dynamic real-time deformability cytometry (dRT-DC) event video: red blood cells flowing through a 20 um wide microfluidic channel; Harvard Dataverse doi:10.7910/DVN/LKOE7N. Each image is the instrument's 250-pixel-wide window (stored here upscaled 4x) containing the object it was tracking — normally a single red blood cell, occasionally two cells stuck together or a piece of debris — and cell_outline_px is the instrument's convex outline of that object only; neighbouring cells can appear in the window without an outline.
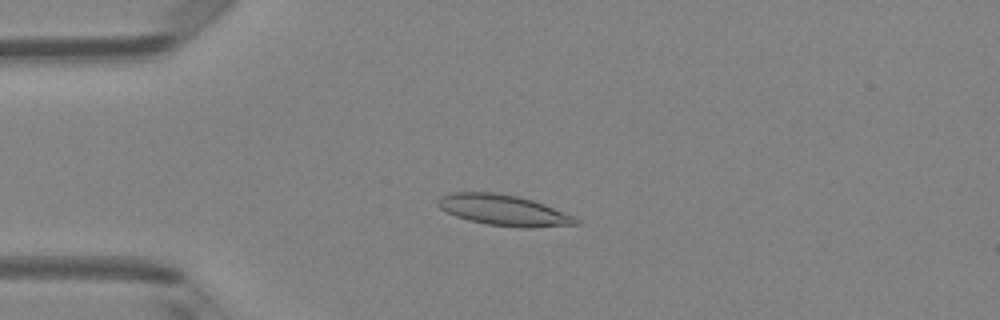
{"species": "Egyptian fruit bat (a non-hibernating species)", "species_latin": "Rousettus aegyptiacus", "temperature_condition": "room temperature", "stored_images_in_passage": 47, "camera_frame_rate_fps": 3000, "um_per_image_px": 0.085, "animal": {"sex": "female"}, "frame": {"image": 1, "passage_image": 10, "time_ms": 3.0, "image_size_px": [1000, 320], "cell_outline_px": [[580, 224], [532, 228], [524, 228], [488, 224], [468, 220], [456, 216], [440, 208], [436, 204], [436, 200], [440, 196], [448, 192], [496, 192], [516, 196], [532, 200], [544, 204], [576, 216], [580, 220]], "centroid_in_image_um": [42.82, 17.86], "position_along_channel_um": 42.2, "area_um2": 24.97}}
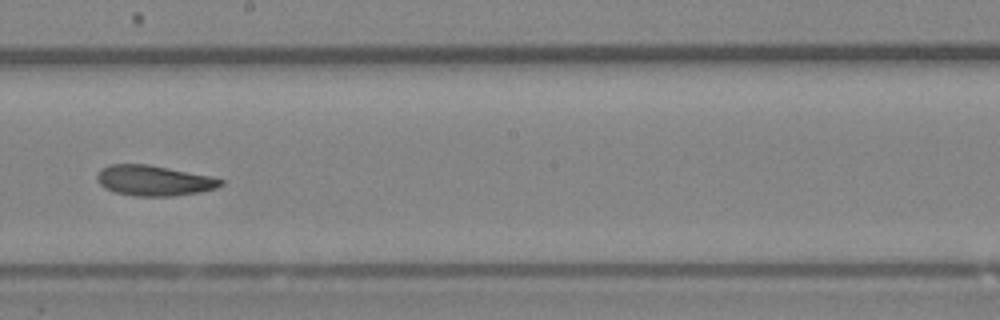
{"frame": {"image": 2, "passage_image": 26, "time_ms": 8.333, "image_size_px": [1000, 320], "cell_outline_px": [[224, 184], [216, 188], [200, 192], [172, 196], [132, 196], [112, 192], [104, 188], [96, 180], [96, 176], [100, 168], [108, 164], [148, 164], [208, 176], [224, 180]], "centroid_in_image_um": [13.01, 15.35], "position_along_channel_um": 235.2, "area_um2": 22.02}}
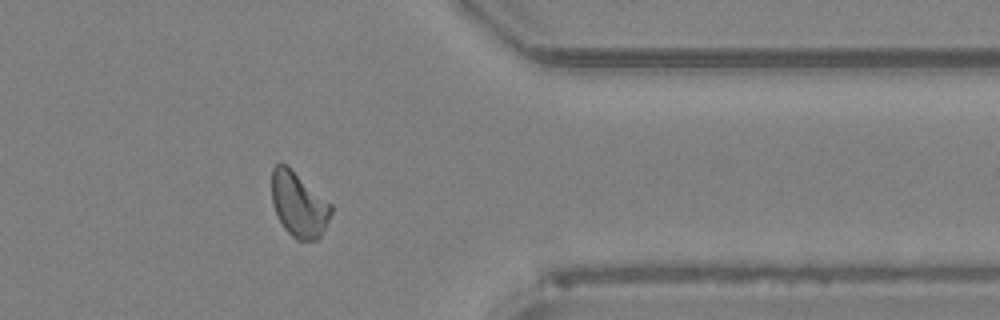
{"frame": {"image": 3, "passage_image": 38, "time_ms": 12.333, "image_size_px": [1000, 320], "cell_outline_px": [[332, 212], [320, 236], [316, 240], [296, 240], [284, 228], [272, 204], [272, 168], [280, 160], [288, 164], [332, 204]], "centroid_in_image_um": [25.38, 17.32], "position_along_channel_um": 386.0, "area_um2": 22.66}, "authors_computed_cell_mechanics": {"area_um2": 22.4264, "velocity_mm_per_s": 4.0979, "shape_relaxation_time_tau1_ms": null, "shape_relaxation_time_tau2_ms": 3.5093, "deformation_change_tau1": null, "deformation_change_tau2": 0.1083}}